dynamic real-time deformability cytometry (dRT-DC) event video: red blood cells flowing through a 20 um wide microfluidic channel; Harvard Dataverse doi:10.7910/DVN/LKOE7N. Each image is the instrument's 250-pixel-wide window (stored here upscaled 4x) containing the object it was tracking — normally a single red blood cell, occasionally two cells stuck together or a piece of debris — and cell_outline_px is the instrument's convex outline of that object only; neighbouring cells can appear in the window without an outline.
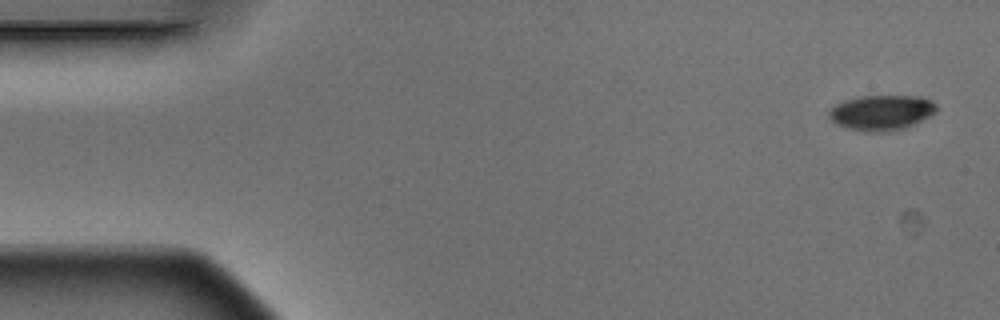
{"species": "Egyptian fruit bat (a non-hibernating species)", "species_latin": "Rousettus aegyptiacus", "temperature_condition": "warm", "stored_images_in_passage": 5, "camera_frame_rate_fps": 3000, "um_per_image_px": 0.085, "animal": {"sex": "male"}, "frame": {"image": 1, "passage_image": 1, "time_ms": 0.0, "image_size_px": [1000, 320], "cell_outline_px": [[936, 112], [904, 128], [888, 132], [868, 132], [848, 128], [836, 124], [828, 116], [828, 112], [836, 104], [844, 100], [860, 96], [924, 96], [932, 100], [936, 104]], "centroid_in_image_um": [74.92, 9.56], "position_along_channel_um": 10.1, "area_um2": 22.02}}
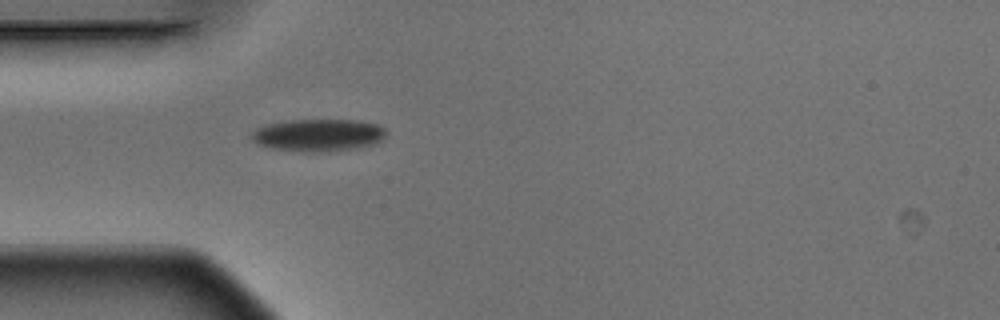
{"frame": {"image": 2, "passage_image": 5, "time_ms": 1.333, "image_size_px": [1000, 320], "cell_outline_px": [[388, 136], [376, 144], [356, 148], [324, 152], [304, 152], [272, 148], [260, 144], [252, 140], [252, 132], [256, 128], [268, 124], [292, 120], [360, 120], [380, 124], [388, 132]], "centroid_in_image_um": [27.15, 11.48], "position_along_channel_um": 57.9, "area_um2": 25.61}}